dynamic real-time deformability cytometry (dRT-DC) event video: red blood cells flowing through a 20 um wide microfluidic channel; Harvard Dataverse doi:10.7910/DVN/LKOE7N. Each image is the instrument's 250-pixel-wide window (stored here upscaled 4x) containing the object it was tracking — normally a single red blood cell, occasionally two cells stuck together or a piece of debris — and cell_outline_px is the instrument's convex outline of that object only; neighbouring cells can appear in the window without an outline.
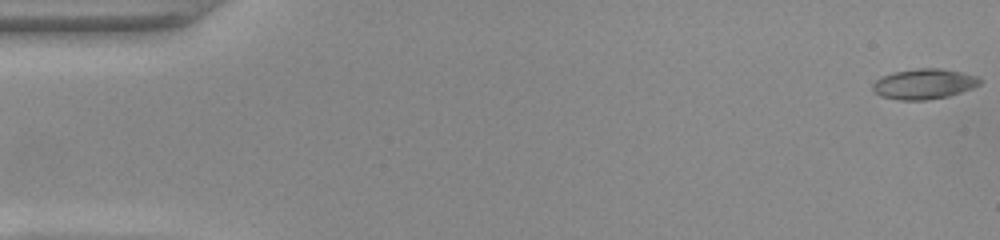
{"species": "common noctule bat (a hibernating species)", "species_latin": "Nyctalus noctula", "temperature_condition": "warm", "stored_images_in_passage": 52, "camera_frame_rate_fps": 3000, "um_per_image_px": 0.085, "animal": {"sex": "female", "body_mass_g": 22.0, "forearm_length_mm": 56.7}, "frame": {"image": 1, "passage_image": 1, "time_ms": 0.0, "image_size_px": [1000, 240], "cell_outline_px": [[984, 80], [980, 84], [972, 88], [948, 96], [928, 100], [900, 100], [880, 96], [872, 88], [872, 84], [880, 76], [892, 72], [920, 68], [940, 68], [964, 72], [980, 76]], "centroid_in_image_um": [78.57, 7.12], "position_along_channel_um": 6.4, "area_um2": 19.19}}
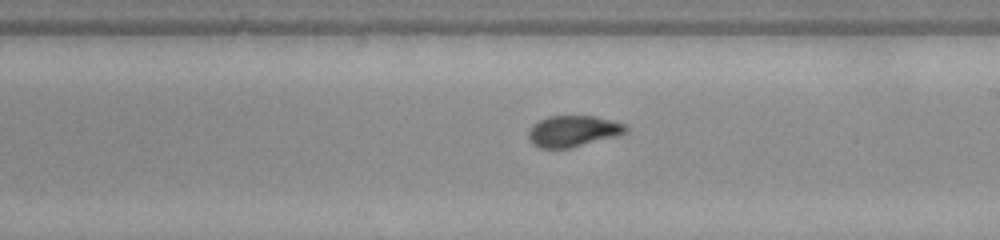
{"frame": {"image": 2, "passage_image": 30, "time_ms": 9.667, "image_size_px": [1000, 240], "cell_outline_px": [[628, 132], [620, 136], [572, 148], [540, 148], [532, 144], [528, 136], [528, 132], [532, 124], [548, 116], [596, 116], [628, 124]], "centroid_in_image_um": [48.77, 11.15], "position_along_channel_um": 240.2, "area_um2": 18.15}}
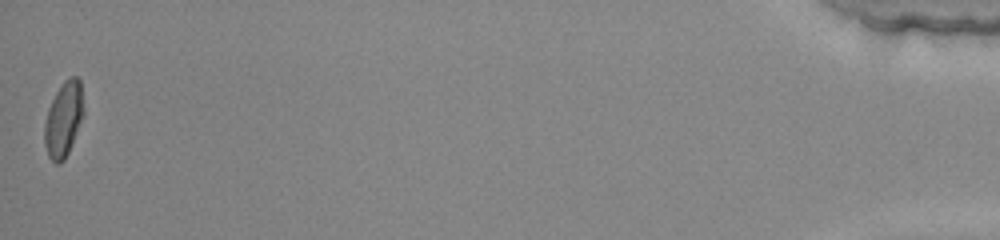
{"frame": {"image": 3, "passage_image": 52, "time_ms": 17.0, "image_size_px": [1000, 240], "cell_outline_px": [[84, 116], [68, 152], [64, 160], [60, 164], [56, 164], [48, 156], [44, 144], [44, 124], [48, 108], [56, 92], [64, 80], [72, 76], [76, 76], [80, 80], [84, 108]], "centroid_in_image_um": [5.41, 10.14], "position_along_channel_um": 429.8, "area_um2": 17.22}, "authors_computed_cell_mechanics": {"area_um2": 17.8602, "velocity_mm_per_s": 3.942, "shape_relaxation_time_tau1_ms": null, "shape_relaxation_time_tau2_ms": 1.0437, "deformation_change_tau1": null, "deformation_change_tau2": 0.0588}}